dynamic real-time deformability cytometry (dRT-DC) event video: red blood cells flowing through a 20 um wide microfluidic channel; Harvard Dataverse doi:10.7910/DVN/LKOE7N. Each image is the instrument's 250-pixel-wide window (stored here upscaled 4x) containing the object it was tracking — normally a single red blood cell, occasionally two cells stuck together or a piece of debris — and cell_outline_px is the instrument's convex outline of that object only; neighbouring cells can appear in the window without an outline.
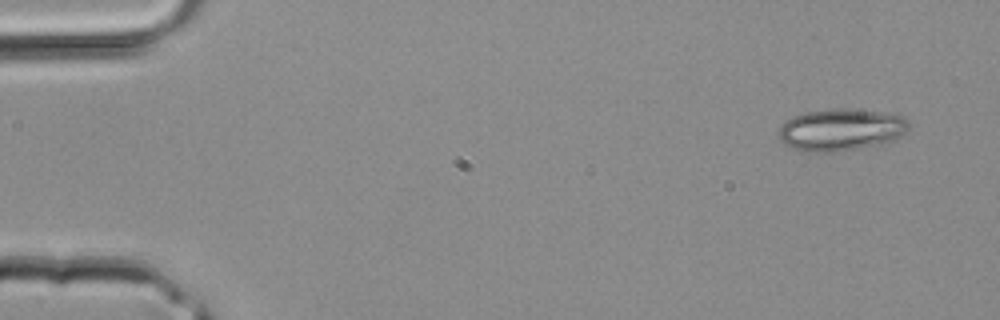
{"species": "common noctule bat (a hibernating species)", "species_latin": "Nyctalus noctula", "temperature_condition": "room temperature", "stored_images_in_passage": 3, "camera_frame_rate_fps": 3000, "um_per_image_px": 0.085, "animal": {"sex": "male", "body_mass_g": 20.4}, "frame": {"image": 1, "passage_image": 1, "time_ms": 0.0, "image_size_px": [1000, 320], "cell_outline_px": [[912, 124], [896, 140], [884, 144], [836, 152], [804, 152], [784, 144], [780, 140], [776, 132], [780, 124], [784, 120], [792, 116], [804, 112], [832, 108], [852, 108], [884, 112], [904, 116]], "centroid_in_image_um": [71.47, 11.02], "position_along_channel_um": 13.5, "area_um2": 32.83}}